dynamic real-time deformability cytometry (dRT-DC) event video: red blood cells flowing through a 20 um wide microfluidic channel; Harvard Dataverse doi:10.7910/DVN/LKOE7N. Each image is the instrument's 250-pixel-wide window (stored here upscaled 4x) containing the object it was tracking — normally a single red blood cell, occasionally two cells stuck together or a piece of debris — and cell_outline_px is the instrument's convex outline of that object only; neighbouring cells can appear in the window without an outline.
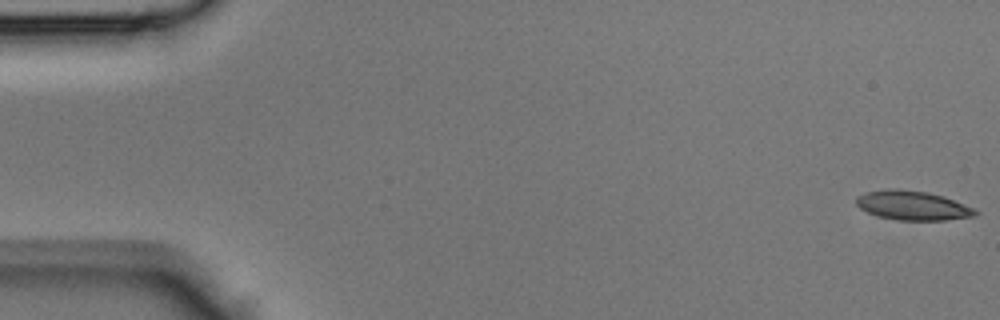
{"species": "Egyptian fruit bat (a non-hibernating species)", "species_latin": "Rousettus aegyptiacus", "temperature_condition": "room temperature", "stored_images_in_passage": 43, "camera_frame_rate_fps": 3000, "um_per_image_px": 0.085, "animal": {"sex": "male"}, "frame": {"image": 1, "passage_image": 1, "time_ms": 0.0, "image_size_px": [1000, 320], "cell_outline_px": [[980, 212], [976, 216], [944, 220], [896, 220], [876, 216], [860, 208], [856, 204], [856, 196], [864, 192], [888, 188], [896, 188], [928, 192], [944, 196], [972, 208]], "centroid_in_image_um": [77.53, 17.46], "position_along_channel_um": 7.5, "area_um2": 20.46}}
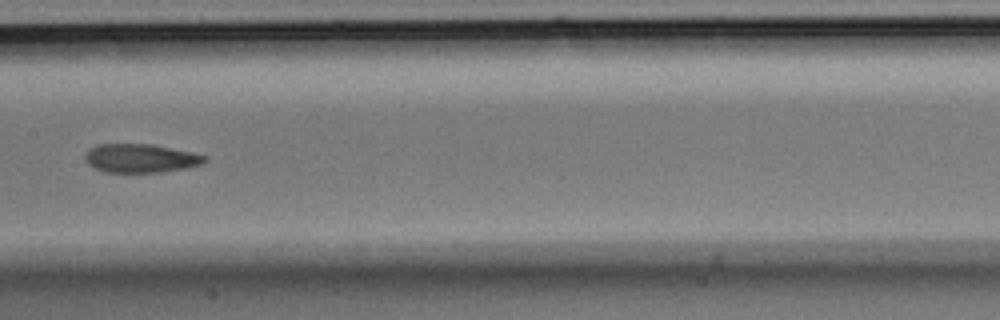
{"frame": {"image": 2, "passage_image": 22, "time_ms": 7.0, "image_size_px": [1000, 320], "cell_outline_px": [[208, 160], [200, 164], [184, 168], [160, 172], [104, 172], [88, 164], [84, 156], [88, 148], [96, 144], [152, 144], [192, 152], [208, 156]], "centroid_in_image_um": [11.93, 13.44], "position_along_channel_um": 195.5, "area_um2": 20.0}}
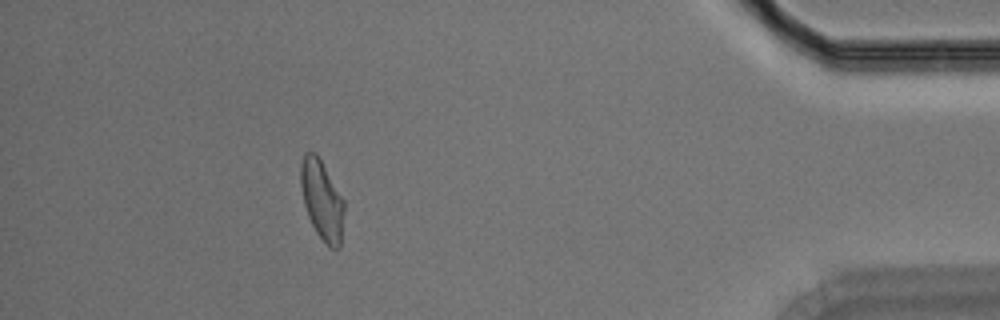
{"frame": {"image": 3, "passage_image": 39, "time_ms": 12.667, "image_size_px": [1000, 320], "cell_outline_px": [[344, 212], [340, 248], [332, 248], [316, 232], [308, 216], [304, 204], [300, 184], [300, 168], [304, 152], [316, 152], [344, 200]], "centroid_in_image_um": [27.36, 16.97], "position_along_channel_um": 407.8, "area_um2": 19.94}}